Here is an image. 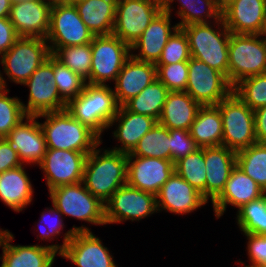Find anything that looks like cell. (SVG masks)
Returning <instances> with one entry per match:
<instances>
[{"instance_id":"11a10c76","label":"cell","mask_w":266,"mask_h":267,"mask_svg":"<svg viewBox=\"0 0 266 267\" xmlns=\"http://www.w3.org/2000/svg\"><path fill=\"white\" fill-rule=\"evenodd\" d=\"M7 231V229L6 230H3L2 228L0 229V243H1V241H2V238H3V235H4V233Z\"/></svg>"},{"instance_id":"4316f807","label":"cell","mask_w":266,"mask_h":267,"mask_svg":"<svg viewBox=\"0 0 266 267\" xmlns=\"http://www.w3.org/2000/svg\"><path fill=\"white\" fill-rule=\"evenodd\" d=\"M158 121L151 116L133 113L128 111L123 105L119 106L117 114L110 122L108 129L116 123L117 129L114 130L113 137L121 145L112 147V150L130 153L137 145L139 140L150 131ZM115 123V124H114Z\"/></svg>"},{"instance_id":"484cf974","label":"cell","mask_w":266,"mask_h":267,"mask_svg":"<svg viewBox=\"0 0 266 267\" xmlns=\"http://www.w3.org/2000/svg\"><path fill=\"white\" fill-rule=\"evenodd\" d=\"M156 76L154 63L142 62L132 56L125 62L116 80L113 82L116 102L122 106L132 97L137 96Z\"/></svg>"},{"instance_id":"7c38bea8","label":"cell","mask_w":266,"mask_h":267,"mask_svg":"<svg viewBox=\"0 0 266 267\" xmlns=\"http://www.w3.org/2000/svg\"><path fill=\"white\" fill-rule=\"evenodd\" d=\"M106 224L128 220L139 221L158 213L156 195L131 187L121 186L104 204Z\"/></svg>"},{"instance_id":"4dcf8cb0","label":"cell","mask_w":266,"mask_h":267,"mask_svg":"<svg viewBox=\"0 0 266 267\" xmlns=\"http://www.w3.org/2000/svg\"><path fill=\"white\" fill-rule=\"evenodd\" d=\"M189 132L199 148L222 145V116L218 106H201Z\"/></svg>"},{"instance_id":"7dc6e473","label":"cell","mask_w":266,"mask_h":267,"mask_svg":"<svg viewBox=\"0 0 266 267\" xmlns=\"http://www.w3.org/2000/svg\"><path fill=\"white\" fill-rule=\"evenodd\" d=\"M22 165L18 153L9 146L4 138H0V174Z\"/></svg>"},{"instance_id":"277c9868","label":"cell","mask_w":266,"mask_h":267,"mask_svg":"<svg viewBox=\"0 0 266 267\" xmlns=\"http://www.w3.org/2000/svg\"><path fill=\"white\" fill-rule=\"evenodd\" d=\"M182 29L188 37L191 57L203 61L228 77L231 32L226 28L223 19L211 23L189 24Z\"/></svg>"},{"instance_id":"836d02e7","label":"cell","mask_w":266,"mask_h":267,"mask_svg":"<svg viewBox=\"0 0 266 267\" xmlns=\"http://www.w3.org/2000/svg\"><path fill=\"white\" fill-rule=\"evenodd\" d=\"M129 154L131 156L170 160L169 129L157 122L153 128L139 140Z\"/></svg>"},{"instance_id":"4fadbf2b","label":"cell","mask_w":266,"mask_h":267,"mask_svg":"<svg viewBox=\"0 0 266 267\" xmlns=\"http://www.w3.org/2000/svg\"><path fill=\"white\" fill-rule=\"evenodd\" d=\"M185 91L201 106L217 105L232 92L227 77L206 63L191 57Z\"/></svg>"},{"instance_id":"7bdbcfd3","label":"cell","mask_w":266,"mask_h":267,"mask_svg":"<svg viewBox=\"0 0 266 267\" xmlns=\"http://www.w3.org/2000/svg\"><path fill=\"white\" fill-rule=\"evenodd\" d=\"M157 79L169 91H185L188 81V61L174 64H155Z\"/></svg>"},{"instance_id":"ba28073f","label":"cell","mask_w":266,"mask_h":267,"mask_svg":"<svg viewBox=\"0 0 266 267\" xmlns=\"http://www.w3.org/2000/svg\"><path fill=\"white\" fill-rule=\"evenodd\" d=\"M54 205L63 216L73 217L94 225H106L105 206L93 196L83 182L62 185L49 190Z\"/></svg>"},{"instance_id":"681fc988","label":"cell","mask_w":266,"mask_h":267,"mask_svg":"<svg viewBox=\"0 0 266 267\" xmlns=\"http://www.w3.org/2000/svg\"><path fill=\"white\" fill-rule=\"evenodd\" d=\"M254 124L257 143H266V106L254 110Z\"/></svg>"},{"instance_id":"6da1fadb","label":"cell","mask_w":266,"mask_h":267,"mask_svg":"<svg viewBox=\"0 0 266 267\" xmlns=\"http://www.w3.org/2000/svg\"><path fill=\"white\" fill-rule=\"evenodd\" d=\"M97 145L86 157L83 183L102 203L127 184V154ZM102 153V154H101Z\"/></svg>"},{"instance_id":"5bb4252c","label":"cell","mask_w":266,"mask_h":267,"mask_svg":"<svg viewBox=\"0 0 266 267\" xmlns=\"http://www.w3.org/2000/svg\"><path fill=\"white\" fill-rule=\"evenodd\" d=\"M54 80V65L46 59L23 84L29 88L27 104L21 101L26 115L37 116L66 109L67 103L60 97Z\"/></svg>"},{"instance_id":"f1b7e54d","label":"cell","mask_w":266,"mask_h":267,"mask_svg":"<svg viewBox=\"0 0 266 267\" xmlns=\"http://www.w3.org/2000/svg\"><path fill=\"white\" fill-rule=\"evenodd\" d=\"M200 107L186 91H170L158 123L169 130L189 131Z\"/></svg>"},{"instance_id":"6f0895ef","label":"cell","mask_w":266,"mask_h":267,"mask_svg":"<svg viewBox=\"0 0 266 267\" xmlns=\"http://www.w3.org/2000/svg\"><path fill=\"white\" fill-rule=\"evenodd\" d=\"M262 36L266 39V24H265V28H264V31L262 33Z\"/></svg>"},{"instance_id":"ac0fdd59","label":"cell","mask_w":266,"mask_h":267,"mask_svg":"<svg viewBox=\"0 0 266 267\" xmlns=\"http://www.w3.org/2000/svg\"><path fill=\"white\" fill-rule=\"evenodd\" d=\"M38 119L37 116L27 115L4 137L18 153L23 165L38 166L46 154L45 136Z\"/></svg>"},{"instance_id":"db71d44e","label":"cell","mask_w":266,"mask_h":267,"mask_svg":"<svg viewBox=\"0 0 266 267\" xmlns=\"http://www.w3.org/2000/svg\"><path fill=\"white\" fill-rule=\"evenodd\" d=\"M55 2H60V3H73L76 0H53Z\"/></svg>"},{"instance_id":"1f68e13d","label":"cell","mask_w":266,"mask_h":267,"mask_svg":"<svg viewBox=\"0 0 266 267\" xmlns=\"http://www.w3.org/2000/svg\"><path fill=\"white\" fill-rule=\"evenodd\" d=\"M174 1L179 2L176 14L181 21L176 23L178 28L194 23H211V19L215 22L222 18V9L218 6L217 0H172L164 9L166 12L172 13Z\"/></svg>"},{"instance_id":"d590c367","label":"cell","mask_w":266,"mask_h":267,"mask_svg":"<svg viewBox=\"0 0 266 267\" xmlns=\"http://www.w3.org/2000/svg\"><path fill=\"white\" fill-rule=\"evenodd\" d=\"M236 213V222L243 234L266 236V193L243 205Z\"/></svg>"},{"instance_id":"bcb514c9","label":"cell","mask_w":266,"mask_h":267,"mask_svg":"<svg viewBox=\"0 0 266 267\" xmlns=\"http://www.w3.org/2000/svg\"><path fill=\"white\" fill-rule=\"evenodd\" d=\"M247 237V254L251 265H244L239 260L242 267H266V236L244 234Z\"/></svg>"},{"instance_id":"ab89813d","label":"cell","mask_w":266,"mask_h":267,"mask_svg":"<svg viewBox=\"0 0 266 267\" xmlns=\"http://www.w3.org/2000/svg\"><path fill=\"white\" fill-rule=\"evenodd\" d=\"M53 55L85 80L90 77L92 61L91 43L61 47Z\"/></svg>"},{"instance_id":"30bf717a","label":"cell","mask_w":266,"mask_h":267,"mask_svg":"<svg viewBox=\"0 0 266 267\" xmlns=\"http://www.w3.org/2000/svg\"><path fill=\"white\" fill-rule=\"evenodd\" d=\"M95 35L80 18L73 3L53 1L46 41L51 54L59 48L91 43Z\"/></svg>"},{"instance_id":"f907efd6","label":"cell","mask_w":266,"mask_h":267,"mask_svg":"<svg viewBox=\"0 0 266 267\" xmlns=\"http://www.w3.org/2000/svg\"><path fill=\"white\" fill-rule=\"evenodd\" d=\"M11 6V0H0V18L9 17Z\"/></svg>"},{"instance_id":"44dd1931","label":"cell","mask_w":266,"mask_h":267,"mask_svg":"<svg viewBox=\"0 0 266 267\" xmlns=\"http://www.w3.org/2000/svg\"><path fill=\"white\" fill-rule=\"evenodd\" d=\"M53 0H33L13 3L9 19L19 37L46 39L50 28Z\"/></svg>"},{"instance_id":"d6986e66","label":"cell","mask_w":266,"mask_h":267,"mask_svg":"<svg viewBox=\"0 0 266 267\" xmlns=\"http://www.w3.org/2000/svg\"><path fill=\"white\" fill-rule=\"evenodd\" d=\"M156 200L158 212L165 210L178 215L191 213L208 203L200 192L175 171L162 185Z\"/></svg>"},{"instance_id":"ee69618b","label":"cell","mask_w":266,"mask_h":267,"mask_svg":"<svg viewBox=\"0 0 266 267\" xmlns=\"http://www.w3.org/2000/svg\"><path fill=\"white\" fill-rule=\"evenodd\" d=\"M52 206L51 208H46L47 210L41 213V220H39L40 224L37 229L40 233L37 235V239L47 240V242L57 238L56 236H60V233L62 234L61 231L65 228L62 213L54 205ZM44 224L47 226L44 227Z\"/></svg>"},{"instance_id":"74e56055","label":"cell","mask_w":266,"mask_h":267,"mask_svg":"<svg viewBox=\"0 0 266 267\" xmlns=\"http://www.w3.org/2000/svg\"><path fill=\"white\" fill-rule=\"evenodd\" d=\"M0 70V138L6 137L10 131L27 115L24 112L21 99L10 97L5 77Z\"/></svg>"},{"instance_id":"e575fe53","label":"cell","mask_w":266,"mask_h":267,"mask_svg":"<svg viewBox=\"0 0 266 267\" xmlns=\"http://www.w3.org/2000/svg\"><path fill=\"white\" fill-rule=\"evenodd\" d=\"M236 165L266 193V143H255L237 152Z\"/></svg>"},{"instance_id":"c3c4849f","label":"cell","mask_w":266,"mask_h":267,"mask_svg":"<svg viewBox=\"0 0 266 267\" xmlns=\"http://www.w3.org/2000/svg\"><path fill=\"white\" fill-rule=\"evenodd\" d=\"M19 38L9 17L0 18V56L5 54Z\"/></svg>"},{"instance_id":"f5cc1de1","label":"cell","mask_w":266,"mask_h":267,"mask_svg":"<svg viewBox=\"0 0 266 267\" xmlns=\"http://www.w3.org/2000/svg\"><path fill=\"white\" fill-rule=\"evenodd\" d=\"M233 0H217L218 6L223 9L226 5H228Z\"/></svg>"},{"instance_id":"816d5d0a","label":"cell","mask_w":266,"mask_h":267,"mask_svg":"<svg viewBox=\"0 0 266 267\" xmlns=\"http://www.w3.org/2000/svg\"><path fill=\"white\" fill-rule=\"evenodd\" d=\"M154 4L158 5L162 10H164L172 0H151Z\"/></svg>"},{"instance_id":"d4e9b609","label":"cell","mask_w":266,"mask_h":267,"mask_svg":"<svg viewBox=\"0 0 266 267\" xmlns=\"http://www.w3.org/2000/svg\"><path fill=\"white\" fill-rule=\"evenodd\" d=\"M206 168V201L213 203L223 192L232 169L236 166V152L220 145L203 148Z\"/></svg>"},{"instance_id":"52a82bcc","label":"cell","mask_w":266,"mask_h":267,"mask_svg":"<svg viewBox=\"0 0 266 267\" xmlns=\"http://www.w3.org/2000/svg\"><path fill=\"white\" fill-rule=\"evenodd\" d=\"M222 116V145L239 152L255 143L254 111L234 92L217 104Z\"/></svg>"},{"instance_id":"d6a6232c","label":"cell","mask_w":266,"mask_h":267,"mask_svg":"<svg viewBox=\"0 0 266 267\" xmlns=\"http://www.w3.org/2000/svg\"><path fill=\"white\" fill-rule=\"evenodd\" d=\"M169 92L167 87L156 78L137 96L132 97L125 102L123 106L128 111L151 116L158 121Z\"/></svg>"},{"instance_id":"9f6ffc18","label":"cell","mask_w":266,"mask_h":267,"mask_svg":"<svg viewBox=\"0 0 266 267\" xmlns=\"http://www.w3.org/2000/svg\"><path fill=\"white\" fill-rule=\"evenodd\" d=\"M27 2V1H33V0H11L12 4L13 3H19V2Z\"/></svg>"},{"instance_id":"9c48e42d","label":"cell","mask_w":266,"mask_h":267,"mask_svg":"<svg viewBox=\"0 0 266 267\" xmlns=\"http://www.w3.org/2000/svg\"><path fill=\"white\" fill-rule=\"evenodd\" d=\"M91 50L90 77L86 83L94 85H107L108 81H115L131 57V47L113 34L94 36Z\"/></svg>"},{"instance_id":"3957f363","label":"cell","mask_w":266,"mask_h":267,"mask_svg":"<svg viewBox=\"0 0 266 267\" xmlns=\"http://www.w3.org/2000/svg\"><path fill=\"white\" fill-rule=\"evenodd\" d=\"M118 108L115 94L109 84L86 83L84 90L66 104V110L101 139V134L108 129Z\"/></svg>"},{"instance_id":"603a6c76","label":"cell","mask_w":266,"mask_h":267,"mask_svg":"<svg viewBox=\"0 0 266 267\" xmlns=\"http://www.w3.org/2000/svg\"><path fill=\"white\" fill-rule=\"evenodd\" d=\"M177 28V24L171 26V14L161 10L131 46V56L138 61L156 64L168 38ZM136 50L138 53L134 54Z\"/></svg>"},{"instance_id":"8d00e7d4","label":"cell","mask_w":266,"mask_h":267,"mask_svg":"<svg viewBox=\"0 0 266 267\" xmlns=\"http://www.w3.org/2000/svg\"><path fill=\"white\" fill-rule=\"evenodd\" d=\"M174 170L206 200V168L203 148L174 163Z\"/></svg>"},{"instance_id":"ffe728a7","label":"cell","mask_w":266,"mask_h":267,"mask_svg":"<svg viewBox=\"0 0 266 267\" xmlns=\"http://www.w3.org/2000/svg\"><path fill=\"white\" fill-rule=\"evenodd\" d=\"M109 251L92 231H78L60 256L77 267H118Z\"/></svg>"},{"instance_id":"cb8c5ba5","label":"cell","mask_w":266,"mask_h":267,"mask_svg":"<svg viewBox=\"0 0 266 267\" xmlns=\"http://www.w3.org/2000/svg\"><path fill=\"white\" fill-rule=\"evenodd\" d=\"M264 194V190L236 165L230 173L225 189L212 203L214 215L219 219L226 212L227 205L239 209Z\"/></svg>"},{"instance_id":"f35d334b","label":"cell","mask_w":266,"mask_h":267,"mask_svg":"<svg viewBox=\"0 0 266 267\" xmlns=\"http://www.w3.org/2000/svg\"><path fill=\"white\" fill-rule=\"evenodd\" d=\"M47 59L54 65V83L59 95L68 103L84 90L86 80L65 66L53 54H50Z\"/></svg>"},{"instance_id":"7402d4cb","label":"cell","mask_w":266,"mask_h":267,"mask_svg":"<svg viewBox=\"0 0 266 267\" xmlns=\"http://www.w3.org/2000/svg\"><path fill=\"white\" fill-rule=\"evenodd\" d=\"M226 28L235 34H262L266 24L263 0H233L222 9Z\"/></svg>"},{"instance_id":"f6af8a7d","label":"cell","mask_w":266,"mask_h":267,"mask_svg":"<svg viewBox=\"0 0 266 267\" xmlns=\"http://www.w3.org/2000/svg\"><path fill=\"white\" fill-rule=\"evenodd\" d=\"M170 133V160L175 163L188 154L195 152L199 147L191 137L190 132L182 129L169 130Z\"/></svg>"},{"instance_id":"5b68a950","label":"cell","mask_w":266,"mask_h":267,"mask_svg":"<svg viewBox=\"0 0 266 267\" xmlns=\"http://www.w3.org/2000/svg\"><path fill=\"white\" fill-rule=\"evenodd\" d=\"M266 73V39L262 34H230L228 77L234 87L241 80Z\"/></svg>"},{"instance_id":"b9f144b4","label":"cell","mask_w":266,"mask_h":267,"mask_svg":"<svg viewBox=\"0 0 266 267\" xmlns=\"http://www.w3.org/2000/svg\"><path fill=\"white\" fill-rule=\"evenodd\" d=\"M190 58L188 37L182 28H177L168 38L167 44L156 64H174L189 61Z\"/></svg>"},{"instance_id":"8fae6325","label":"cell","mask_w":266,"mask_h":267,"mask_svg":"<svg viewBox=\"0 0 266 267\" xmlns=\"http://www.w3.org/2000/svg\"><path fill=\"white\" fill-rule=\"evenodd\" d=\"M50 54L46 39L19 37L0 57V63L8 81L23 85Z\"/></svg>"},{"instance_id":"2e32d148","label":"cell","mask_w":266,"mask_h":267,"mask_svg":"<svg viewBox=\"0 0 266 267\" xmlns=\"http://www.w3.org/2000/svg\"><path fill=\"white\" fill-rule=\"evenodd\" d=\"M86 157L87 154L83 152L47 149L38 166L44 173L48 191L82 182Z\"/></svg>"},{"instance_id":"e0dca14e","label":"cell","mask_w":266,"mask_h":267,"mask_svg":"<svg viewBox=\"0 0 266 267\" xmlns=\"http://www.w3.org/2000/svg\"><path fill=\"white\" fill-rule=\"evenodd\" d=\"M171 160L127 154V184L157 195L174 172Z\"/></svg>"},{"instance_id":"8992f818","label":"cell","mask_w":266,"mask_h":267,"mask_svg":"<svg viewBox=\"0 0 266 267\" xmlns=\"http://www.w3.org/2000/svg\"><path fill=\"white\" fill-rule=\"evenodd\" d=\"M78 231H91V229L85 225L79 227L73 225L64 233L62 244L24 246L10 244L14 240V235L7 230L0 243L2 247L0 267H52L56 255L63 252L67 243Z\"/></svg>"},{"instance_id":"9a60e30c","label":"cell","mask_w":266,"mask_h":267,"mask_svg":"<svg viewBox=\"0 0 266 267\" xmlns=\"http://www.w3.org/2000/svg\"><path fill=\"white\" fill-rule=\"evenodd\" d=\"M161 10L151 0H117L112 34L131 47Z\"/></svg>"},{"instance_id":"7a4b0ae2","label":"cell","mask_w":266,"mask_h":267,"mask_svg":"<svg viewBox=\"0 0 266 267\" xmlns=\"http://www.w3.org/2000/svg\"><path fill=\"white\" fill-rule=\"evenodd\" d=\"M45 118L40 123L47 149L71 150L87 155L103 140L89 127L75 119L66 109L37 115Z\"/></svg>"},{"instance_id":"f546056e","label":"cell","mask_w":266,"mask_h":267,"mask_svg":"<svg viewBox=\"0 0 266 267\" xmlns=\"http://www.w3.org/2000/svg\"><path fill=\"white\" fill-rule=\"evenodd\" d=\"M117 0H76L73 2L88 29L95 35H111Z\"/></svg>"},{"instance_id":"60d3db41","label":"cell","mask_w":266,"mask_h":267,"mask_svg":"<svg viewBox=\"0 0 266 267\" xmlns=\"http://www.w3.org/2000/svg\"><path fill=\"white\" fill-rule=\"evenodd\" d=\"M233 92L253 111L266 106V73L241 80Z\"/></svg>"},{"instance_id":"83f0119b","label":"cell","mask_w":266,"mask_h":267,"mask_svg":"<svg viewBox=\"0 0 266 267\" xmlns=\"http://www.w3.org/2000/svg\"><path fill=\"white\" fill-rule=\"evenodd\" d=\"M25 166L6 170L0 174V200L15 212L23 211L34 198V189Z\"/></svg>"}]
</instances>
